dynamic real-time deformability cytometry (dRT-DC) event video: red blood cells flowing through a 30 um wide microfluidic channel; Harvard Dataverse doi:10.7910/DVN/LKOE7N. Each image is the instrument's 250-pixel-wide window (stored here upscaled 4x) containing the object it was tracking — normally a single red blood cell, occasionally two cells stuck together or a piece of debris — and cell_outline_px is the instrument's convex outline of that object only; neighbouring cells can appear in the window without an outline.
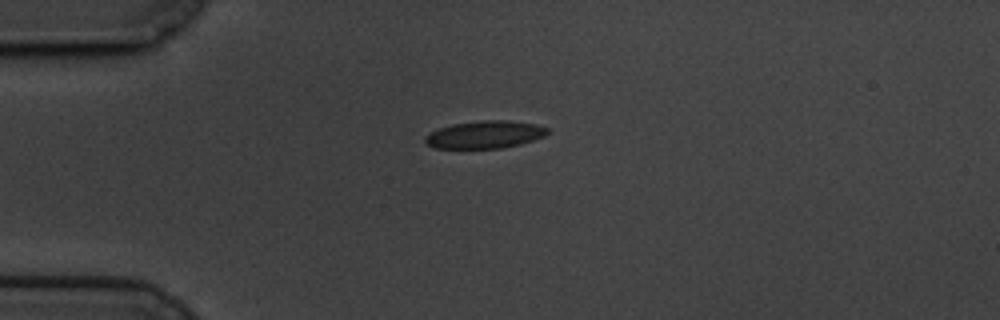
{"species": "common noctule bat (a hibernating species)", "species_latin": "Nyctalus noctula", "temperature_condition": "cold", "stored_images_in_passage": 45, "camera_frame_rate_fps": 3000, "um_per_image_px": 0.085, "animal": {"sex": "male", "body_mass_g": 19.5, "forearm_length_mm": 54.6}, "frame": {"image": 1, "passage_image": 1, "time_ms": 0.0, "image_size_px": [1000, 320], "cell_outline_px": [[548, 132], [544, 136], [520, 144], [500, 148], [436, 148], [428, 144], [424, 140], [424, 136], [440, 128], [452, 124], [484, 120], [508, 120], [536, 124], [548, 128]], "centroid_in_image_um": [41.22, 11.43], "position_along_channel_um": 43.8, "area_um2": 19.42}}
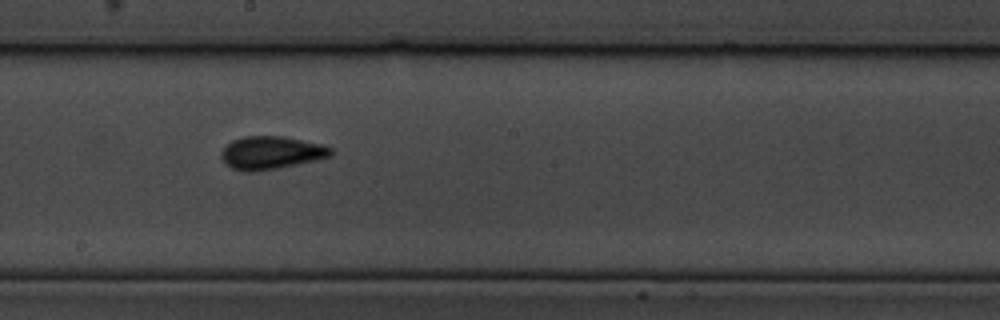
{"frame": {"image": 2, "passage_image": 19, "time_ms": 6.0, "image_size_px": [1000, 320], "cell_outline_px": [[332, 156], [316, 160], [276, 168], [252, 172], [244, 172], [232, 168], [220, 156], [220, 152], [232, 140], [244, 136], [284, 136], [320, 144], [332, 148]], "centroid_in_image_um": [23.04, 12.98], "position_along_channel_um": 225.2, "area_um2": 20.87}}
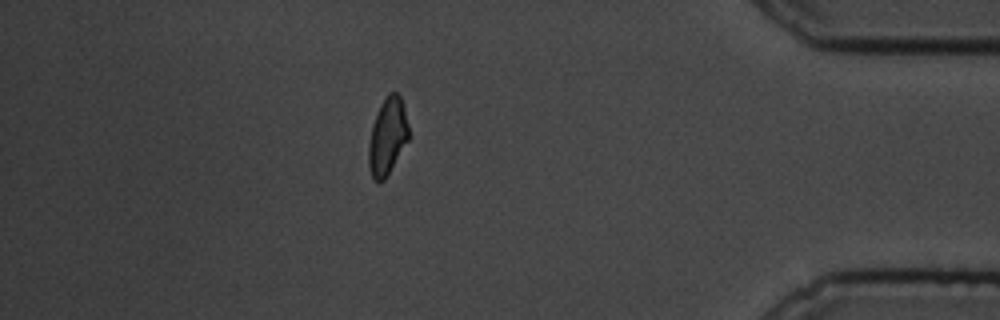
{"frame": {"image": 3, "passage_image": 38, "time_ms": 12.333, "image_size_px": [1000, 320], "cell_outline_px": [[408, 140], [384, 180], [380, 184], [372, 180], [368, 164], [368, 144], [372, 124], [376, 112], [380, 104], [388, 92], [396, 92], [400, 96], [404, 108], [408, 124]], "centroid_in_image_um": [32.9, 11.6], "position_along_channel_um": 402.3, "area_um2": 18.09}, "authors_computed_cell_mechanics": {"area_um2": 19.1318, "velocity_mm_per_s": 3.3982, "shape_relaxation_time_tau1_ms": 4.0576, "shape_relaxation_time_tau2_ms": 2.0474, "deformation_change_tau1": 0.0904, "deformation_change_tau2": 0.0643}}